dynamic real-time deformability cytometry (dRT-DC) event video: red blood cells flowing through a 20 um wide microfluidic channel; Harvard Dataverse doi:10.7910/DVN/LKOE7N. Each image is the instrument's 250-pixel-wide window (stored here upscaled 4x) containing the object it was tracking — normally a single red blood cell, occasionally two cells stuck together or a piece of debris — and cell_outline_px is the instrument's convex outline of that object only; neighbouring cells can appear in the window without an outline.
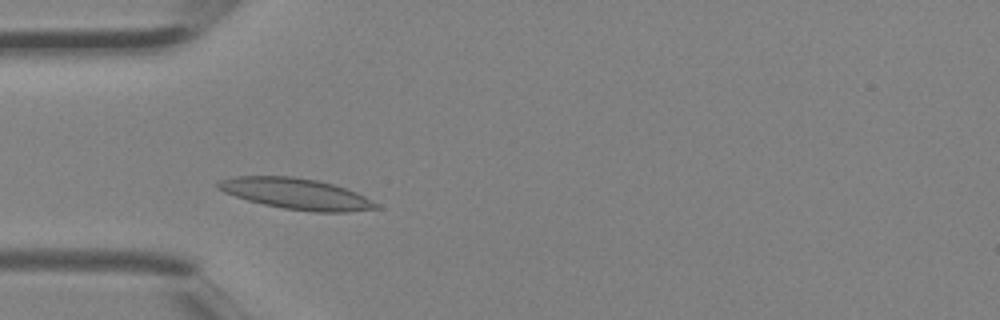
{"species": "Egyptian fruit bat (a non-hibernating species)", "species_latin": "Rousettus aegyptiacus", "temperature_condition": "room temperature", "stored_images_in_passage": 3, "camera_frame_rate_fps": 3000, "um_per_image_px": 0.085, "animal": {"sex": "female"}, "frame": {"image": 1, "passage_image": 3, "time_ms": 0.667, "image_size_px": [1000, 320], "cell_outline_px": [[380, 208], [348, 212], [316, 212], [284, 208], [264, 204], [248, 200], [224, 192], [216, 188], [216, 184], [220, 180], [236, 176], [292, 176], [316, 180], [332, 184], [356, 192], [380, 204]], "centroid_in_image_um": [25.19, 16.47], "position_along_channel_um": 59.8, "area_um2": 28.32}}